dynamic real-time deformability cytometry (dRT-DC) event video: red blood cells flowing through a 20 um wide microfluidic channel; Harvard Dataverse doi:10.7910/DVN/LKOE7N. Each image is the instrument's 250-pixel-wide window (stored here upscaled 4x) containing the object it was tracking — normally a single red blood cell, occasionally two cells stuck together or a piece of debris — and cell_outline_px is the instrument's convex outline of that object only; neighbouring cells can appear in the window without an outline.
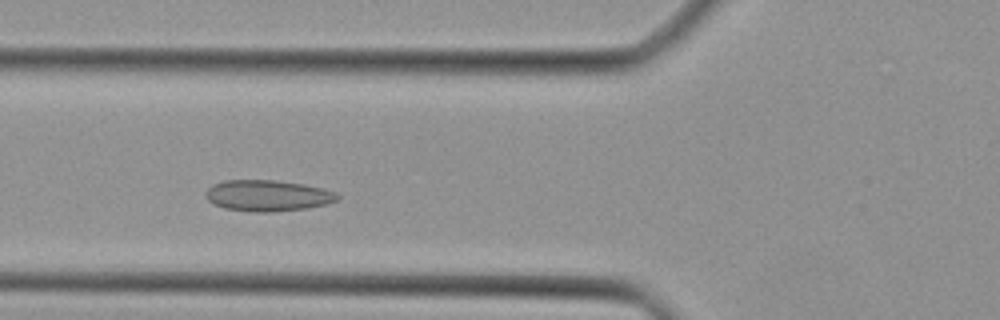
{"species": "Egyptian fruit bat (a non-hibernating species)", "species_latin": "Rousettus aegyptiacus", "temperature_condition": "cold", "stored_images_in_passage": 38, "camera_frame_rate_fps": 3000, "um_per_image_px": 0.085, "animal": {"sex": "female"}, "frame": {"image": 1, "passage_image": 10, "time_ms": 3.0, "image_size_px": [1000, 320], "cell_outline_px": [[340, 196], [336, 200], [328, 204], [308, 208], [272, 212], [256, 212], [224, 208], [212, 204], [208, 200], [208, 188], [212, 184], [224, 180], [276, 180], [304, 184], [324, 188], [336, 192]], "centroid_in_image_um": [22.79, 16.62], "position_along_channel_um": 103.0, "area_um2": 23.99}}
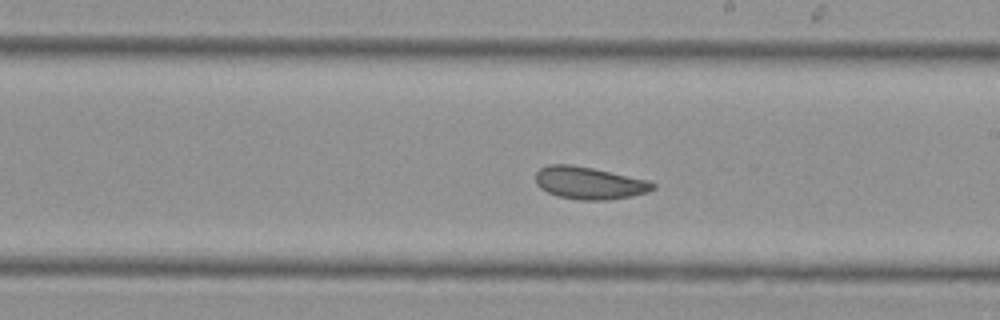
{"frame": {"image": 2, "passage_image": 19, "time_ms": 6.0, "image_size_px": [1000, 320], "cell_outline_px": [[656, 188], [648, 192], [632, 196], [608, 200], [580, 200], [560, 196], [548, 192], [540, 188], [536, 184], [536, 172], [540, 168], [548, 164], [572, 164], [592, 168], [648, 180], [656, 184]], "centroid_in_image_um": [50.09, 15.55], "position_along_channel_um": 238.9, "area_um2": 22.14}}
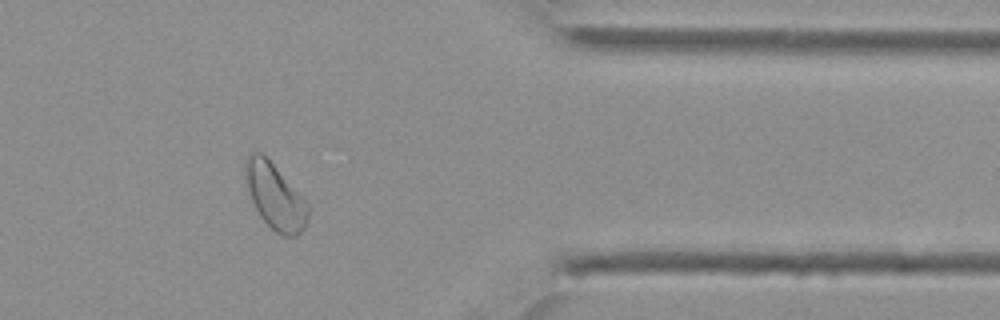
{"frame": {"image": 3, "passage_image": 30, "time_ms": 9.667, "image_size_px": [1000, 320], "cell_outline_px": [[308, 220], [304, 228], [296, 236], [284, 236], [276, 232], [260, 216], [248, 192], [244, 180], [244, 164], [248, 152], [260, 152], [272, 164], [308, 204]], "centroid_in_image_um": [23.33, 16.69], "position_along_channel_um": 388.1, "area_um2": 23.52}}